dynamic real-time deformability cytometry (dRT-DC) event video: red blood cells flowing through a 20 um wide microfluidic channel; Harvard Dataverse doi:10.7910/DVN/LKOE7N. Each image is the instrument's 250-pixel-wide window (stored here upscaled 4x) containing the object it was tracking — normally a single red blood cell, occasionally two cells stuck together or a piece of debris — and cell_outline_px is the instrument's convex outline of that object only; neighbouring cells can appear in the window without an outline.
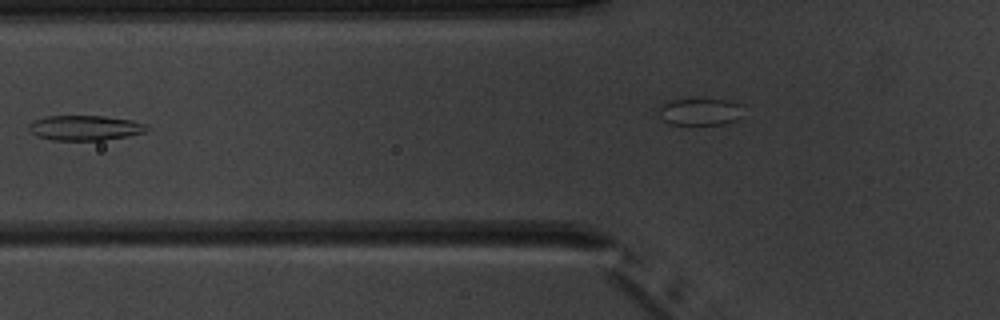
{"species": "common noctule bat (a hibernating species)", "species_latin": "Nyctalus noctula", "temperature_condition": "warm", "stored_images_in_passage": 8, "camera_frame_rate_fps": 3000, "um_per_image_px": 0.085, "animal": {"sex": "male", "body_mass_g": 20.1, "forearm_length_mm": 53.5}, "frame": {"image": 1, "passage_image": 6, "time_ms": 6.0, "image_size_px": [1000, 320], "cell_outline_px": [[148, 128], [144, 132], [128, 136], [104, 140], [52, 140], [36, 136], [28, 128], [28, 124], [44, 116], [104, 116], [132, 120], [148, 124]], "centroid_in_image_um": [7.23, 10.86], "position_along_channel_um": 118.6, "area_um2": 17.22}}
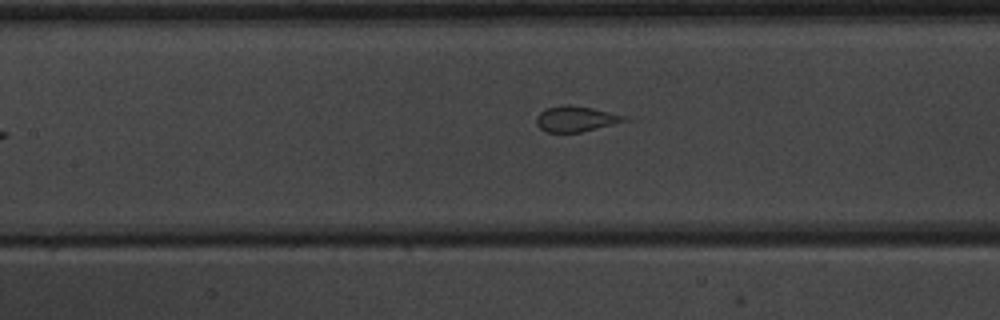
{"frame": {"image": 2, "passage_image": 8, "time_ms": 8.333, "image_size_px": [1000, 320], "cell_outline_px": [[632, 120], [580, 132], [544, 132], [536, 124], [536, 116], [544, 108], [560, 104], [568, 104], [592, 108], [628, 116]], "centroid_in_image_um": [48.95, 10.09], "position_along_channel_um": 158.5, "area_um2": 13.41}}